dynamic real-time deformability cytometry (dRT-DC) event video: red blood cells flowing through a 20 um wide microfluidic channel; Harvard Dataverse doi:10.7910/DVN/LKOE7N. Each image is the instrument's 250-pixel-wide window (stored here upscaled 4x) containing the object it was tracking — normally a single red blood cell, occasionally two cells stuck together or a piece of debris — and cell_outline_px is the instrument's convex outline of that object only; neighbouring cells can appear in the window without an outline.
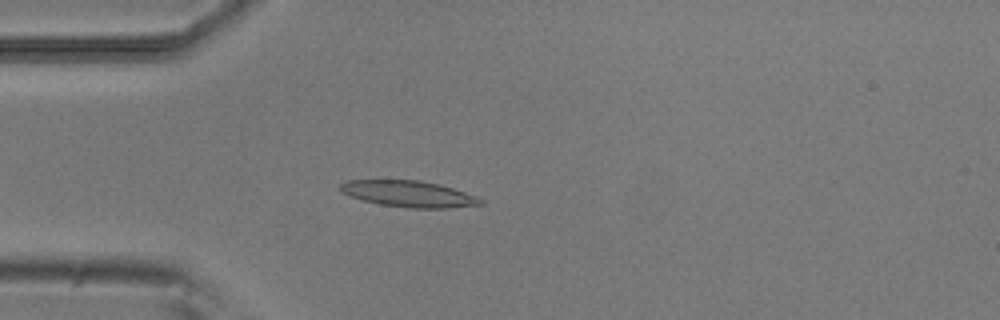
{"species": "common noctule bat (a hibernating species)", "species_latin": "Nyctalus noctula", "temperature_condition": "room temperature", "stored_images_in_passage": 52, "camera_frame_rate_fps": 3000, "um_per_image_px": 0.085, "animal": {"sex": "male", "body_mass_g": 20.5, "forearm_length_mm": 52.5}, "frame": {"image": 1, "passage_image": 14, "time_ms": 4.333, "image_size_px": [1000, 320], "cell_outline_px": [[484, 204], [452, 208], [408, 208], [380, 204], [364, 200], [352, 196], [344, 192], [340, 188], [340, 184], [348, 180], [420, 180], [440, 184], [476, 196], [484, 200]], "centroid_in_image_um": [34.81, 16.48], "position_along_channel_um": 50.2, "area_um2": 21.33}}
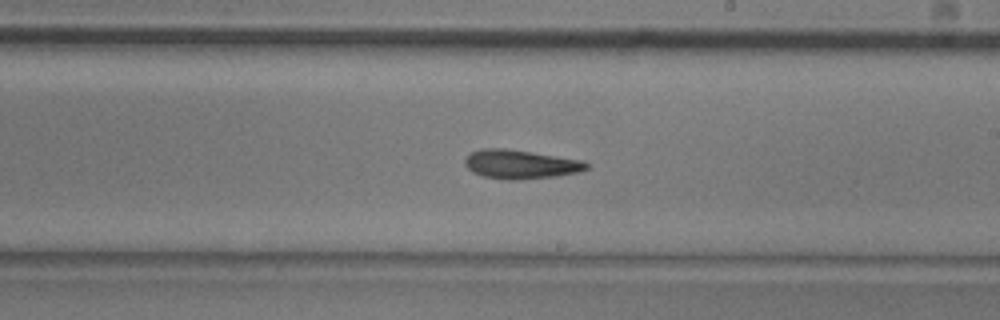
{"frame": {"image": 2, "passage_image": 30, "time_ms": 9.667, "image_size_px": [1000, 320], "cell_outline_px": [[592, 168], [580, 172], [556, 176], [520, 180], [508, 180], [484, 176], [472, 172], [464, 164], [464, 160], [472, 152], [480, 148], [504, 148], [532, 152], [580, 160], [588, 164]], "centroid_in_image_um": [44.25, 13.97], "position_along_channel_um": 244.7, "area_um2": 20.52}}
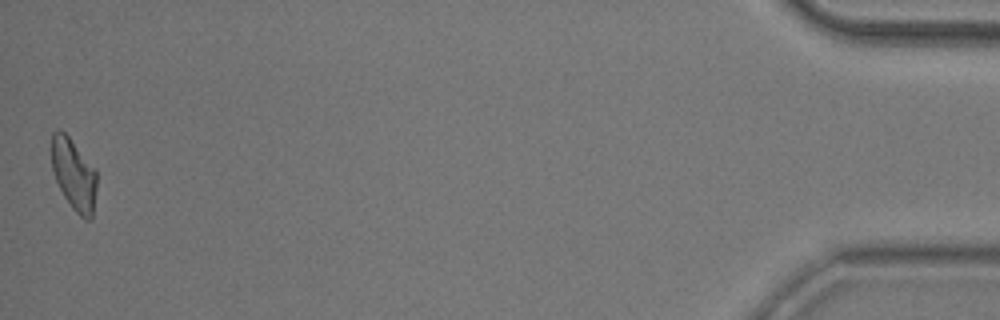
{"frame": {"image": 3, "passage_image": 52, "time_ms": 17.0, "image_size_px": [1000, 320], "cell_outline_px": [[96, 188], [92, 220], [84, 220], [72, 208], [64, 196], [56, 180], [52, 168], [52, 132], [56, 128], [60, 128], [68, 136], [96, 168]], "centroid_in_image_um": [6.28, 14.82], "position_along_channel_um": 428.9, "area_um2": 18.9}, "authors_computed_cell_mechanics": {"area_um2": 20.0855, "velocity_mm_per_s": 3.8117, "shape_relaxation_time_tau1_ms": 6.7019, "shape_relaxation_time_tau2_ms": null, "deformation_change_tau1": 0.1811, "deformation_change_tau2": null}}